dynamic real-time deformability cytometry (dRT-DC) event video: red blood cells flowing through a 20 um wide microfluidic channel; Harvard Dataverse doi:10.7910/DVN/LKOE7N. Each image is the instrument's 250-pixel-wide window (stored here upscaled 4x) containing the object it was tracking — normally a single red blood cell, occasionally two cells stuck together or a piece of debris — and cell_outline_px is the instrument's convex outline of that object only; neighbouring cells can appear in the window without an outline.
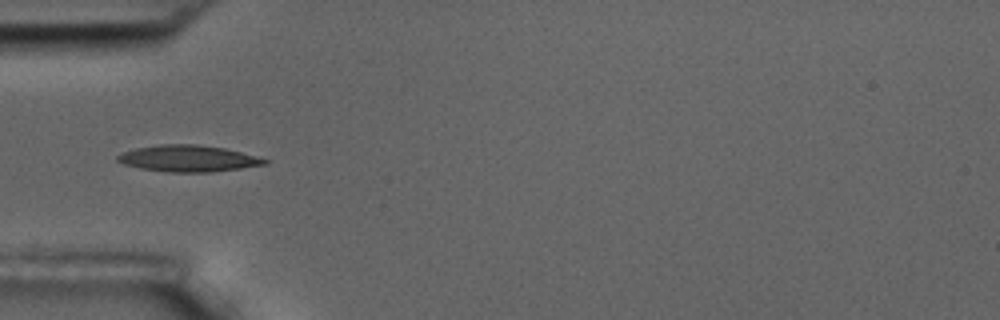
{"species": "common noctule bat (a hibernating species)", "species_latin": "Nyctalus noctula", "temperature_condition": "room temperature", "stored_images_in_passage": 9, "camera_frame_rate_fps": 3000, "um_per_image_px": 0.085, "animal": {"sex": "male", "body_mass_g": 17.5, "forearm_length_mm": 52.3}, "frame": {"image": 1, "passage_image": 7, "time_ms": 7.0, "image_size_px": [1000, 320], "cell_outline_px": [[268, 164], [240, 168], [208, 172], [168, 172], [140, 168], [124, 164], [116, 160], [116, 156], [124, 152], [136, 148], [160, 144], [196, 144], [224, 148], [256, 156], [268, 160]], "centroid_in_image_um": [15.98, 13.47], "position_along_channel_um": 69.0, "area_um2": 22.48}}